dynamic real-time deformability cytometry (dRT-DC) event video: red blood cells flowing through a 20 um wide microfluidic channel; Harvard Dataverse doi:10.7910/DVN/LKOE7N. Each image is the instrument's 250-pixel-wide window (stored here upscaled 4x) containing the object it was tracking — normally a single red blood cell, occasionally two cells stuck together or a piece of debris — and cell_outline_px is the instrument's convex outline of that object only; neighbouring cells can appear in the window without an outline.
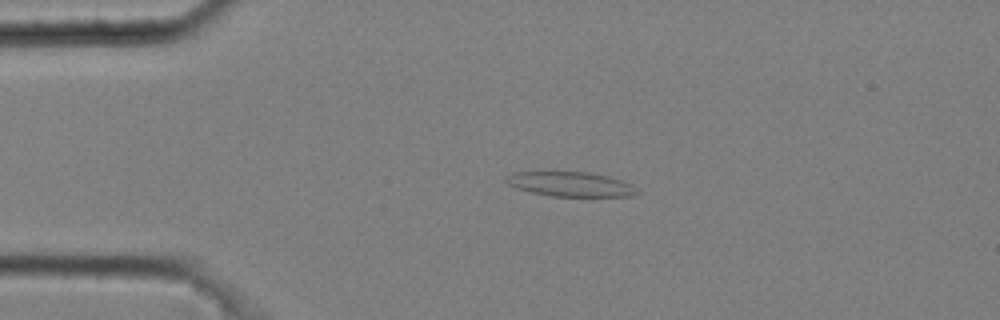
{"species": "common noctule bat (a hibernating species)", "species_latin": "Nyctalus noctula", "temperature_condition": "cold", "stored_images_in_passage": 4, "camera_frame_rate_fps": 3000, "um_per_image_px": 0.085, "animal": {"sex": "male", "body_mass_g": 20.4}, "frame": {"image": 1, "passage_image": 3, "time_ms": 0.667, "image_size_px": [1000, 320], "cell_outline_px": [[640, 192], [632, 196], [548, 196], [516, 188], [508, 184], [504, 180], [504, 176], [512, 172], [588, 172], [608, 176], [632, 184]], "centroid_in_image_um": [48.47, 15.65], "position_along_channel_um": 36.5, "area_um2": 18.84}}